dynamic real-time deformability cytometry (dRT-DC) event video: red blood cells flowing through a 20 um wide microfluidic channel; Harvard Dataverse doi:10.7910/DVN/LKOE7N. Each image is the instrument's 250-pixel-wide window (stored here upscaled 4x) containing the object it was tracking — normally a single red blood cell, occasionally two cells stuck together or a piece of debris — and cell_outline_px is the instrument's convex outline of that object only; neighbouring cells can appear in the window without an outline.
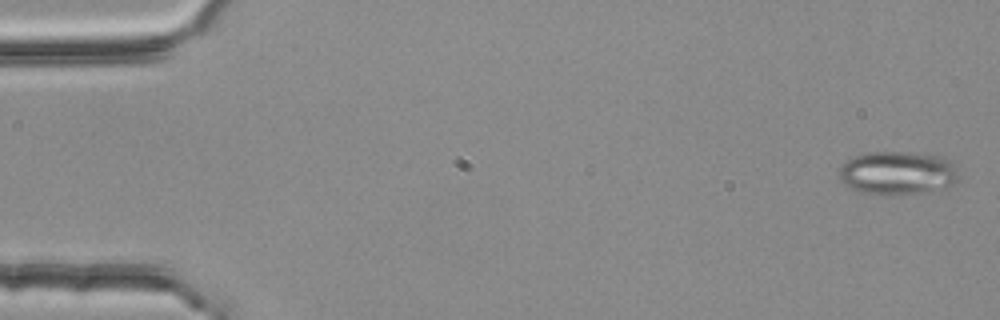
{"species": "common noctule bat (a hibernating species)", "species_latin": "Nyctalus noctula", "temperature_condition": "room temperature", "stored_images_in_passage": 6, "camera_frame_rate_fps": 3000, "um_per_image_px": 0.085, "animal": {"sex": "female", "body_mass_g": 25.1}, "frame": {"image": 1, "passage_image": 1, "time_ms": 0.0, "image_size_px": [1000, 320], "cell_outline_px": [[960, 180], [944, 188], [900, 196], [860, 192], [848, 188], [840, 180], [840, 164], [852, 156], [864, 152], [908, 152], [944, 156], [948, 160]], "centroid_in_image_um": [76.23, 14.71], "position_along_channel_um": 8.8, "area_um2": 30.58}}